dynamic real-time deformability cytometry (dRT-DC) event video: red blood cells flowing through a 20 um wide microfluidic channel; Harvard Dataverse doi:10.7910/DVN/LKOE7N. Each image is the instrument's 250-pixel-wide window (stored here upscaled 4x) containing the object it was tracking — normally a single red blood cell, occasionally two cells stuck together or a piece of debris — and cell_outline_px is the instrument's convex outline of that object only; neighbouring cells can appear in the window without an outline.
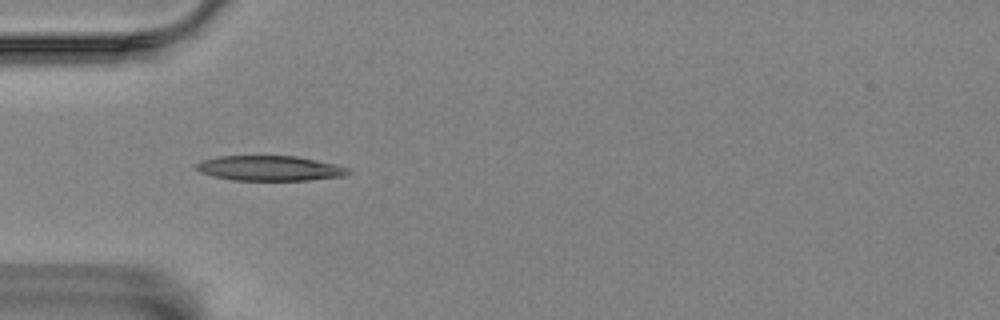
{"species": "Egyptian fruit bat (a non-hibernating species)", "species_latin": "Rousettus aegyptiacus", "temperature_condition": "room temperature", "stored_images_in_passage": 6, "camera_frame_rate_fps": 3000, "um_per_image_px": 0.085, "animal": {"sex": "female"}, "frame": {"image": 1, "passage_image": 4, "time_ms": 1.0, "image_size_px": [1000, 320], "cell_outline_px": [[352, 172], [344, 176], [308, 180], [232, 180], [212, 176], [200, 172], [196, 168], [196, 164], [200, 160], [220, 156], [296, 156], [336, 164], [348, 168]], "centroid_in_image_um": [22.92, 14.3], "position_along_channel_um": 62.1, "area_um2": 22.2}}
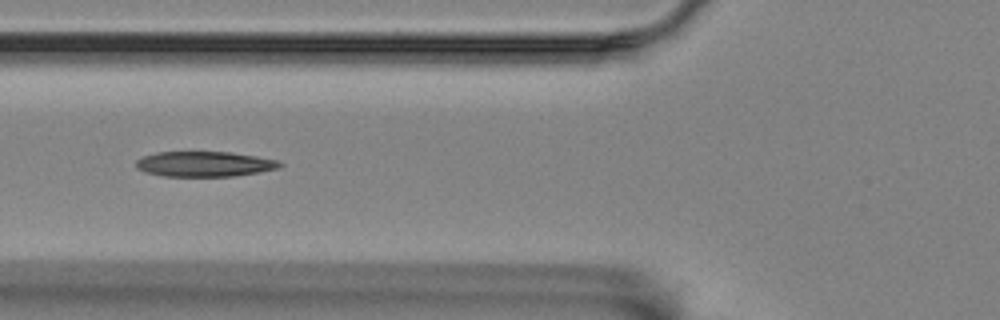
{"frame": {"image": 2, "passage_image": 5, "time_ms": 1.333, "image_size_px": [1000, 320], "cell_outline_px": [[284, 164], [280, 168], [260, 172], [232, 176], [164, 176], [144, 172], [136, 168], [136, 160], [144, 156], [156, 152], [232, 152], [280, 160]], "centroid_in_image_um": [17.41, 13.94], "position_along_channel_um": 108.4, "area_um2": 21.27}}
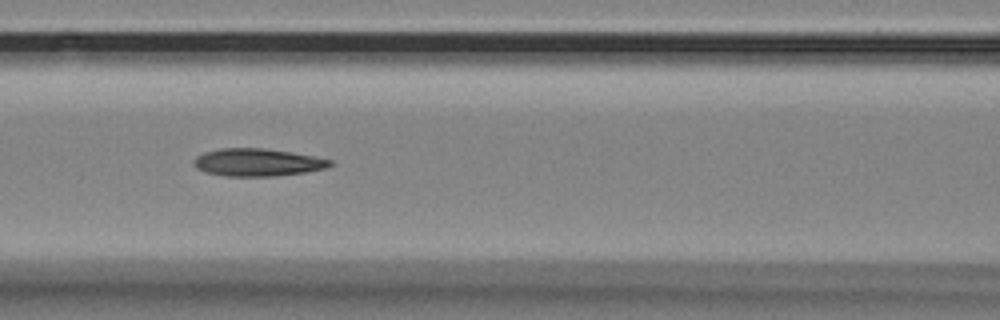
{"frame": {"image": 3, "passage_image": 6, "time_ms": 1.667, "image_size_px": [1000, 320], "cell_outline_px": [[332, 164], [324, 168], [304, 172], [272, 176], [224, 176], [204, 172], [196, 168], [192, 164], [192, 160], [196, 156], [204, 152], [220, 148], [260, 148], [288, 152], [312, 156], [332, 160]], "centroid_in_image_um": [21.78, 13.8], "position_along_channel_um": 144.8, "area_um2": 21.73}}